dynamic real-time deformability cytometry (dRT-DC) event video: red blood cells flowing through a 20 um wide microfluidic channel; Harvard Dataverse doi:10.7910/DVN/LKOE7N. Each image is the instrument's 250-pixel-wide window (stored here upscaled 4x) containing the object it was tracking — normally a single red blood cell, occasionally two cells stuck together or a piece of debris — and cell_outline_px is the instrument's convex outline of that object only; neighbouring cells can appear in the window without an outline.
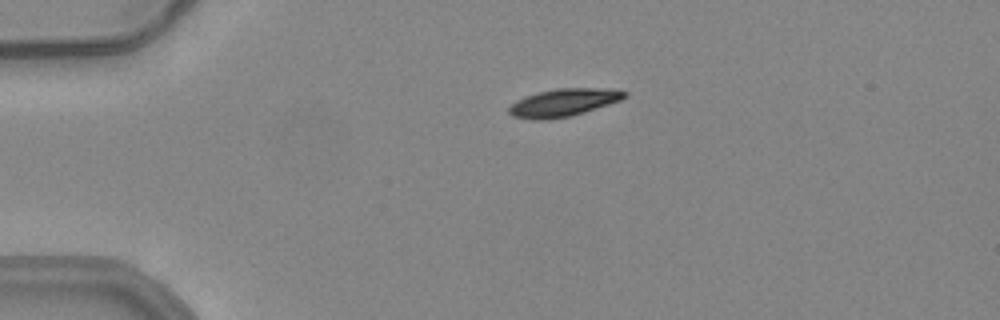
{"species": "common noctule bat (a hibernating species)", "species_latin": "Nyctalus noctula", "temperature_condition": "warm", "stored_images_in_passage": 38, "camera_frame_rate_fps": 3000, "um_per_image_px": 0.085, "animal": {"sex": "female", "body_mass_g": 24.6, "forearm_length_mm": 56.2}, "frame": {"image": 1, "passage_image": 1, "time_ms": 0.0, "image_size_px": [1000, 320], "cell_outline_px": [[628, 96], [620, 100], [572, 116], [548, 120], [536, 120], [512, 116], [508, 112], [508, 108], [516, 100], [524, 96], [536, 92], [556, 88], [604, 88], [628, 92]], "centroid_in_image_um": [47.86, 8.72], "position_along_channel_um": 37.1, "area_um2": 18.79}}
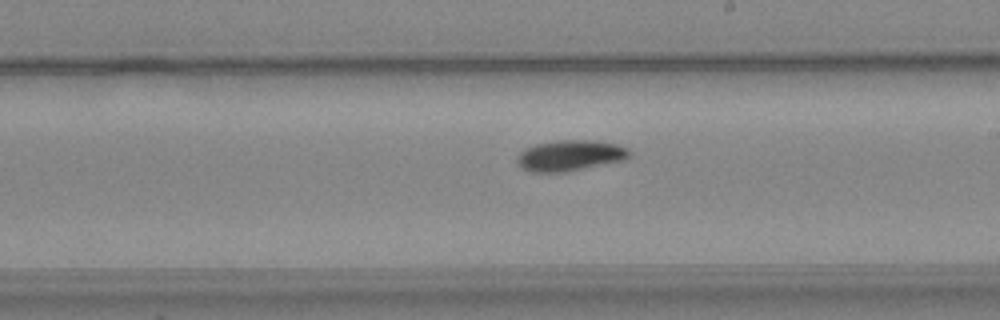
{"frame": {"image": 2, "passage_image": 20, "time_ms": 6.333, "image_size_px": [1000, 320], "cell_outline_px": [[632, 156], [624, 160], [568, 172], [532, 172], [520, 168], [516, 164], [516, 156], [524, 148], [536, 144], [560, 140], [596, 140], [616, 144], [628, 148], [632, 152]], "centroid_in_image_um": [48.45, 13.22], "position_along_channel_um": 240.5, "area_um2": 20.58}}
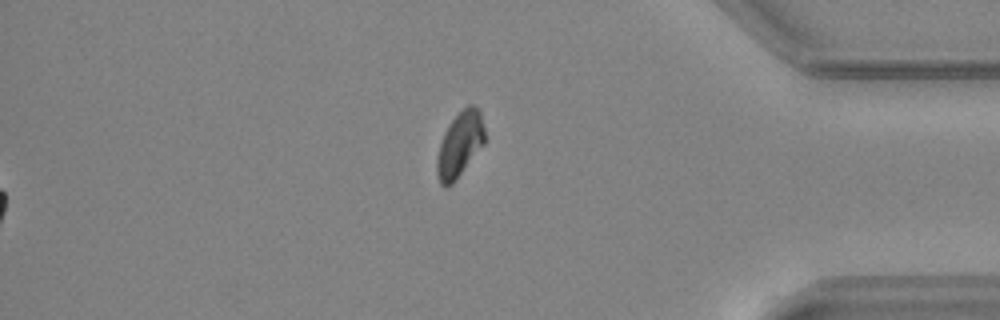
{"frame": {"image": 3, "passage_image": 34, "time_ms": 11.0, "image_size_px": [1000, 320], "cell_outline_px": [[484, 144], [456, 180], [448, 188], [444, 188], [440, 184], [436, 172], [436, 160], [440, 144], [444, 132], [452, 120], [468, 104], [472, 104], [480, 108], [484, 128]], "centroid_in_image_um": [39.08, 12.3], "position_along_channel_um": 396.1, "area_um2": 18.21}}